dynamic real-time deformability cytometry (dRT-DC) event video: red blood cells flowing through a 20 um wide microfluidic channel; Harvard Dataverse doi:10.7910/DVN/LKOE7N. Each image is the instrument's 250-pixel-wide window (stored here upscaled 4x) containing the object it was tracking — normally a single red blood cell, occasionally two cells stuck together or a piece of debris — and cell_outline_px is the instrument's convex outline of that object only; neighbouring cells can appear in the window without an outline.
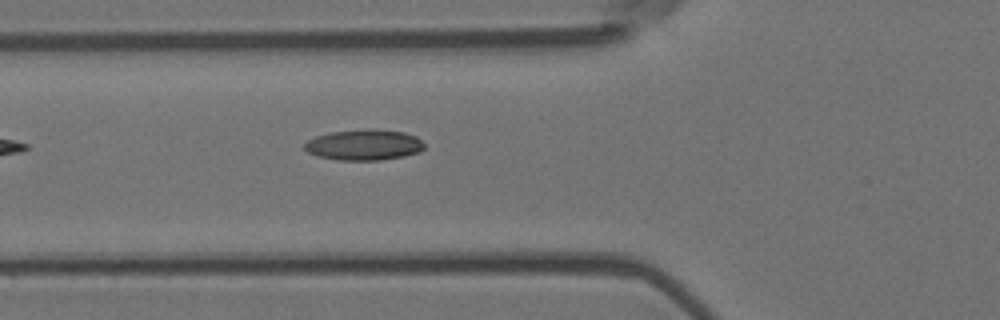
{"species": "Egyptian fruit bat (a non-hibernating species)", "species_latin": "Rousettus aegyptiacus", "temperature_condition": "room temperature", "stored_images_in_passage": 2, "camera_frame_rate_fps": 3000, "um_per_image_px": 0.085, "animal": {"sex": "female"}, "frame": {"image": 1, "passage_image": 2, "time_ms": 0.333, "image_size_px": [1000, 320], "cell_outline_px": [[424, 148], [420, 152], [404, 156], [380, 160], [336, 160], [316, 156], [308, 152], [304, 148], [304, 144], [308, 140], [316, 136], [332, 132], [368, 128], [376, 128], [404, 132], [416, 136], [424, 144]], "centroid_in_image_um": [30.95, 12.31], "position_along_channel_um": 94.9, "area_um2": 21.68}}